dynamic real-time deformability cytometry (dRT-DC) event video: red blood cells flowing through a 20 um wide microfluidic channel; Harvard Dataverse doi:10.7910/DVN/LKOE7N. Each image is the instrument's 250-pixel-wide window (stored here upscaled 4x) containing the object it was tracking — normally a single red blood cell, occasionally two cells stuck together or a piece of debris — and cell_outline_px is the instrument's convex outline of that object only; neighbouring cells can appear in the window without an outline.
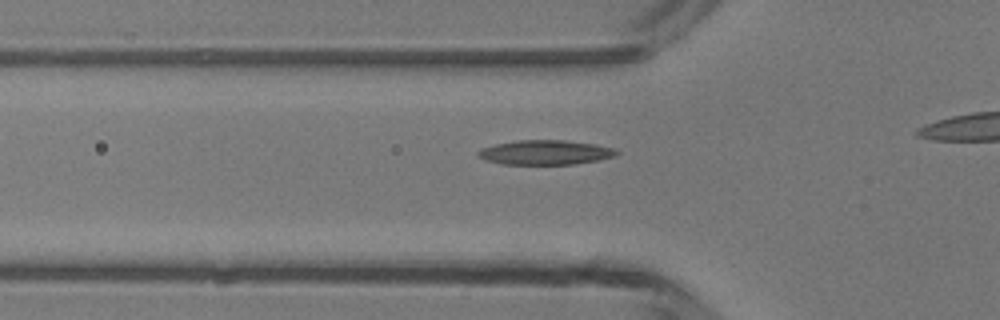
{"species": "common noctule bat (a hibernating species)", "species_latin": "Nyctalus noctula", "temperature_condition": "room temperature", "stored_images_in_passage": 4, "segment_of_instrument_passage": [1, 2], "camera_frame_rate_fps": 3000, "um_per_image_px": 0.085, "animal": {"sex": "male", "body_mass_g": 13.3}, "frame": {"image": 1, "passage_image": 3, "time_ms": 2.333, "image_size_px": [1000, 320], "cell_outline_px": [[620, 152], [616, 156], [600, 160], [572, 164], [504, 164], [484, 160], [476, 156], [476, 152], [480, 148], [496, 144], [516, 140], [564, 140], [596, 144], [612, 148]], "centroid_in_image_um": [46.32, 12.95], "position_along_channel_um": 79.5, "area_um2": 19.94}}